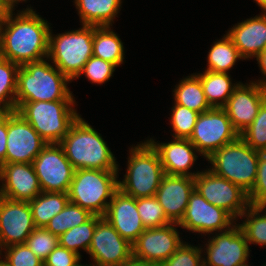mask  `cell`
Returning a JSON list of instances; mask_svg holds the SVG:
<instances>
[{
  "instance_id": "6da1fadb",
  "label": "cell",
  "mask_w": 266,
  "mask_h": 266,
  "mask_svg": "<svg viewBox=\"0 0 266 266\" xmlns=\"http://www.w3.org/2000/svg\"><path fill=\"white\" fill-rule=\"evenodd\" d=\"M16 11L0 24V56L19 66L48 58L51 23L29 4Z\"/></svg>"
},
{
  "instance_id": "7a4b0ae2",
  "label": "cell",
  "mask_w": 266,
  "mask_h": 266,
  "mask_svg": "<svg viewBox=\"0 0 266 266\" xmlns=\"http://www.w3.org/2000/svg\"><path fill=\"white\" fill-rule=\"evenodd\" d=\"M59 144L75 170L121 171L107 141L81 115Z\"/></svg>"
},
{
  "instance_id": "3957f363",
  "label": "cell",
  "mask_w": 266,
  "mask_h": 266,
  "mask_svg": "<svg viewBox=\"0 0 266 266\" xmlns=\"http://www.w3.org/2000/svg\"><path fill=\"white\" fill-rule=\"evenodd\" d=\"M70 83L48 58L19 66L16 110L25 102L76 100Z\"/></svg>"
},
{
  "instance_id": "277c9868",
  "label": "cell",
  "mask_w": 266,
  "mask_h": 266,
  "mask_svg": "<svg viewBox=\"0 0 266 266\" xmlns=\"http://www.w3.org/2000/svg\"><path fill=\"white\" fill-rule=\"evenodd\" d=\"M128 149L127 169L118 180L119 189L135 199L155 196L165 175L158 152L147 140Z\"/></svg>"
},
{
  "instance_id": "5b68a950",
  "label": "cell",
  "mask_w": 266,
  "mask_h": 266,
  "mask_svg": "<svg viewBox=\"0 0 266 266\" xmlns=\"http://www.w3.org/2000/svg\"><path fill=\"white\" fill-rule=\"evenodd\" d=\"M77 105L76 100L33 101L23 103L16 112L45 142L60 143L81 115Z\"/></svg>"
},
{
  "instance_id": "8992f818",
  "label": "cell",
  "mask_w": 266,
  "mask_h": 266,
  "mask_svg": "<svg viewBox=\"0 0 266 266\" xmlns=\"http://www.w3.org/2000/svg\"><path fill=\"white\" fill-rule=\"evenodd\" d=\"M95 26L81 25L80 28L54 34L49 33L48 59L71 82L81 73L85 63L93 56Z\"/></svg>"
},
{
  "instance_id": "52a82bcc",
  "label": "cell",
  "mask_w": 266,
  "mask_h": 266,
  "mask_svg": "<svg viewBox=\"0 0 266 266\" xmlns=\"http://www.w3.org/2000/svg\"><path fill=\"white\" fill-rule=\"evenodd\" d=\"M119 174V171L98 169L75 170L68 191L69 201L92 215L104 217L109 202L119 189Z\"/></svg>"
},
{
  "instance_id": "ba28073f",
  "label": "cell",
  "mask_w": 266,
  "mask_h": 266,
  "mask_svg": "<svg viewBox=\"0 0 266 266\" xmlns=\"http://www.w3.org/2000/svg\"><path fill=\"white\" fill-rule=\"evenodd\" d=\"M259 152L252 149L240 136L212 153L206 161L213 173L239 186L249 194L257 176Z\"/></svg>"
},
{
  "instance_id": "9c48e42d",
  "label": "cell",
  "mask_w": 266,
  "mask_h": 266,
  "mask_svg": "<svg viewBox=\"0 0 266 266\" xmlns=\"http://www.w3.org/2000/svg\"><path fill=\"white\" fill-rule=\"evenodd\" d=\"M201 244L203 266H246L251 247L236 223L230 229L206 236ZM206 240V241H205Z\"/></svg>"
},
{
  "instance_id": "30bf717a",
  "label": "cell",
  "mask_w": 266,
  "mask_h": 266,
  "mask_svg": "<svg viewBox=\"0 0 266 266\" xmlns=\"http://www.w3.org/2000/svg\"><path fill=\"white\" fill-rule=\"evenodd\" d=\"M238 137L239 133L233 128L225 109L214 107L199 114L189 140L205 160Z\"/></svg>"
},
{
  "instance_id": "8fae6325",
  "label": "cell",
  "mask_w": 266,
  "mask_h": 266,
  "mask_svg": "<svg viewBox=\"0 0 266 266\" xmlns=\"http://www.w3.org/2000/svg\"><path fill=\"white\" fill-rule=\"evenodd\" d=\"M194 181L195 189L206 201L227 211L236 221L250 206L244 190L208 168L200 170Z\"/></svg>"
},
{
  "instance_id": "7c38bea8",
  "label": "cell",
  "mask_w": 266,
  "mask_h": 266,
  "mask_svg": "<svg viewBox=\"0 0 266 266\" xmlns=\"http://www.w3.org/2000/svg\"><path fill=\"white\" fill-rule=\"evenodd\" d=\"M236 223L227 211L209 203L194 189L178 225L189 233L203 235L206 238L210 234L226 231Z\"/></svg>"
},
{
  "instance_id": "4fadbf2b",
  "label": "cell",
  "mask_w": 266,
  "mask_h": 266,
  "mask_svg": "<svg viewBox=\"0 0 266 266\" xmlns=\"http://www.w3.org/2000/svg\"><path fill=\"white\" fill-rule=\"evenodd\" d=\"M32 165L42 192L68 193L75 168L59 143L47 144Z\"/></svg>"
},
{
  "instance_id": "5bb4252c",
  "label": "cell",
  "mask_w": 266,
  "mask_h": 266,
  "mask_svg": "<svg viewBox=\"0 0 266 266\" xmlns=\"http://www.w3.org/2000/svg\"><path fill=\"white\" fill-rule=\"evenodd\" d=\"M93 266H121L132 257V244L124 239L105 219L97 216V224L87 252Z\"/></svg>"
},
{
  "instance_id": "9a60e30c",
  "label": "cell",
  "mask_w": 266,
  "mask_h": 266,
  "mask_svg": "<svg viewBox=\"0 0 266 266\" xmlns=\"http://www.w3.org/2000/svg\"><path fill=\"white\" fill-rule=\"evenodd\" d=\"M178 228L180 227L177 223L146 228L132 244V257L141 261L162 264L185 241Z\"/></svg>"
},
{
  "instance_id": "2e32d148",
  "label": "cell",
  "mask_w": 266,
  "mask_h": 266,
  "mask_svg": "<svg viewBox=\"0 0 266 266\" xmlns=\"http://www.w3.org/2000/svg\"><path fill=\"white\" fill-rule=\"evenodd\" d=\"M47 144L18 112H7L5 164L32 163Z\"/></svg>"
},
{
  "instance_id": "e0dca14e",
  "label": "cell",
  "mask_w": 266,
  "mask_h": 266,
  "mask_svg": "<svg viewBox=\"0 0 266 266\" xmlns=\"http://www.w3.org/2000/svg\"><path fill=\"white\" fill-rule=\"evenodd\" d=\"M35 228L29 202L0 196V250L26 243Z\"/></svg>"
},
{
  "instance_id": "ac0fdd59",
  "label": "cell",
  "mask_w": 266,
  "mask_h": 266,
  "mask_svg": "<svg viewBox=\"0 0 266 266\" xmlns=\"http://www.w3.org/2000/svg\"><path fill=\"white\" fill-rule=\"evenodd\" d=\"M146 140L158 152L165 174L194 178L200 172L193 168L201 154L189 139L172 138L169 142H160L149 136Z\"/></svg>"
},
{
  "instance_id": "d6986e66",
  "label": "cell",
  "mask_w": 266,
  "mask_h": 266,
  "mask_svg": "<svg viewBox=\"0 0 266 266\" xmlns=\"http://www.w3.org/2000/svg\"><path fill=\"white\" fill-rule=\"evenodd\" d=\"M265 101L266 87L253 81L240 82L223 108L233 128L240 134L253 122Z\"/></svg>"
},
{
  "instance_id": "ffe728a7",
  "label": "cell",
  "mask_w": 266,
  "mask_h": 266,
  "mask_svg": "<svg viewBox=\"0 0 266 266\" xmlns=\"http://www.w3.org/2000/svg\"><path fill=\"white\" fill-rule=\"evenodd\" d=\"M41 192L32 163H8L0 167V196L29 202Z\"/></svg>"
},
{
  "instance_id": "44dd1931",
  "label": "cell",
  "mask_w": 266,
  "mask_h": 266,
  "mask_svg": "<svg viewBox=\"0 0 266 266\" xmlns=\"http://www.w3.org/2000/svg\"><path fill=\"white\" fill-rule=\"evenodd\" d=\"M104 217L130 244L146 230L137 210L136 199L120 189L114 193Z\"/></svg>"
},
{
  "instance_id": "7402d4cb",
  "label": "cell",
  "mask_w": 266,
  "mask_h": 266,
  "mask_svg": "<svg viewBox=\"0 0 266 266\" xmlns=\"http://www.w3.org/2000/svg\"><path fill=\"white\" fill-rule=\"evenodd\" d=\"M194 189L195 181L192 177L167 174L163 176L155 198L171 223L178 224L181 221Z\"/></svg>"
},
{
  "instance_id": "603a6c76",
  "label": "cell",
  "mask_w": 266,
  "mask_h": 266,
  "mask_svg": "<svg viewBox=\"0 0 266 266\" xmlns=\"http://www.w3.org/2000/svg\"><path fill=\"white\" fill-rule=\"evenodd\" d=\"M226 34L246 61L266 50V11L231 26Z\"/></svg>"
},
{
  "instance_id": "cb8c5ba5",
  "label": "cell",
  "mask_w": 266,
  "mask_h": 266,
  "mask_svg": "<svg viewBox=\"0 0 266 266\" xmlns=\"http://www.w3.org/2000/svg\"><path fill=\"white\" fill-rule=\"evenodd\" d=\"M124 0H73L80 25L112 26Z\"/></svg>"
},
{
  "instance_id": "d4e9b609",
  "label": "cell",
  "mask_w": 266,
  "mask_h": 266,
  "mask_svg": "<svg viewBox=\"0 0 266 266\" xmlns=\"http://www.w3.org/2000/svg\"><path fill=\"white\" fill-rule=\"evenodd\" d=\"M194 74L200 79L207 102L212 108H223L233 94L234 89L241 82L233 81L234 79L229 73L204 70Z\"/></svg>"
},
{
  "instance_id": "484cf974",
  "label": "cell",
  "mask_w": 266,
  "mask_h": 266,
  "mask_svg": "<svg viewBox=\"0 0 266 266\" xmlns=\"http://www.w3.org/2000/svg\"><path fill=\"white\" fill-rule=\"evenodd\" d=\"M112 26H95L93 35V56L105 61L122 66L125 59V46L118 33L114 32Z\"/></svg>"
},
{
  "instance_id": "4316f807",
  "label": "cell",
  "mask_w": 266,
  "mask_h": 266,
  "mask_svg": "<svg viewBox=\"0 0 266 266\" xmlns=\"http://www.w3.org/2000/svg\"><path fill=\"white\" fill-rule=\"evenodd\" d=\"M173 103L197 111L206 112L212 107L207 102L200 79L193 73L177 82L172 91Z\"/></svg>"
},
{
  "instance_id": "83f0119b",
  "label": "cell",
  "mask_w": 266,
  "mask_h": 266,
  "mask_svg": "<svg viewBox=\"0 0 266 266\" xmlns=\"http://www.w3.org/2000/svg\"><path fill=\"white\" fill-rule=\"evenodd\" d=\"M238 60H244L238 49L234 46L232 39L224 34L211 45L207 54V64L204 70L212 72L229 73Z\"/></svg>"
},
{
  "instance_id": "f1b7e54d",
  "label": "cell",
  "mask_w": 266,
  "mask_h": 266,
  "mask_svg": "<svg viewBox=\"0 0 266 266\" xmlns=\"http://www.w3.org/2000/svg\"><path fill=\"white\" fill-rule=\"evenodd\" d=\"M69 202L68 193L41 192L29 201L35 227H44Z\"/></svg>"
},
{
  "instance_id": "f546056e",
  "label": "cell",
  "mask_w": 266,
  "mask_h": 266,
  "mask_svg": "<svg viewBox=\"0 0 266 266\" xmlns=\"http://www.w3.org/2000/svg\"><path fill=\"white\" fill-rule=\"evenodd\" d=\"M240 219V220H239ZM243 219V220H242ZM241 221V222H240ZM237 224L249 246L266 247V207L250 205L238 218Z\"/></svg>"
},
{
  "instance_id": "4dcf8cb0",
  "label": "cell",
  "mask_w": 266,
  "mask_h": 266,
  "mask_svg": "<svg viewBox=\"0 0 266 266\" xmlns=\"http://www.w3.org/2000/svg\"><path fill=\"white\" fill-rule=\"evenodd\" d=\"M19 65L0 56V112L16 111Z\"/></svg>"
},
{
  "instance_id": "1f68e13d",
  "label": "cell",
  "mask_w": 266,
  "mask_h": 266,
  "mask_svg": "<svg viewBox=\"0 0 266 266\" xmlns=\"http://www.w3.org/2000/svg\"><path fill=\"white\" fill-rule=\"evenodd\" d=\"M96 224L97 215H93L85 223L73 227L61 234L59 236V245L77 253L82 257L80 251L83 250L87 254Z\"/></svg>"
},
{
  "instance_id": "d6a6232c",
  "label": "cell",
  "mask_w": 266,
  "mask_h": 266,
  "mask_svg": "<svg viewBox=\"0 0 266 266\" xmlns=\"http://www.w3.org/2000/svg\"><path fill=\"white\" fill-rule=\"evenodd\" d=\"M92 216L89 211L69 201L65 208L55 215L45 228L52 234L60 236L69 229L85 223Z\"/></svg>"
},
{
  "instance_id": "836d02e7",
  "label": "cell",
  "mask_w": 266,
  "mask_h": 266,
  "mask_svg": "<svg viewBox=\"0 0 266 266\" xmlns=\"http://www.w3.org/2000/svg\"><path fill=\"white\" fill-rule=\"evenodd\" d=\"M172 104L170 117L168 118L173 132L171 137L189 139L200 113L182 105Z\"/></svg>"
},
{
  "instance_id": "e575fe53",
  "label": "cell",
  "mask_w": 266,
  "mask_h": 266,
  "mask_svg": "<svg viewBox=\"0 0 266 266\" xmlns=\"http://www.w3.org/2000/svg\"><path fill=\"white\" fill-rule=\"evenodd\" d=\"M136 206L145 228L162 227L171 223L155 196L136 198Z\"/></svg>"
},
{
  "instance_id": "d590c367",
  "label": "cell",
  "mask_w": 266,
  "mask_h": 266,
  "mask_svg": "<svg viewBox=\"0 0 266 266\" xmlns=\"http://www.w3.org/2000/svg\"><path fill=\"white\" fill-rule=\"evenodd\" d=\"M239 136L255 151L266 152V101L253 122Z\"/></svg>"
},
{
  "instance_id": "8d00e7d4",
  "label": "cell",
  "mask_w": 266,
  "mask_h": 266,
  "mask_svg": "<svg viewBox=\"0 0 266 266\" xmlns=\"http://www.w3.org/2000/svg\"><path fill=\"white\" fill-rule=\"evenodd\" d=\"M117 68L118 67L111 62L105 61L96 56H91L75 81L81 76H84L91 84H106V82L114 76L113 73Z\"/></svg>"
},
{
  "instance_id": "74e56055",
  "label": "cell",
  "mask_w": 266,
  "mask_h": 266,
  "mask_svg": "<svg viewBox=\"0 0 266 266\" xmlns=\"http://www.w3.org/2000/svg\"><path fill=\"white\" fill-rule=\"evenodd\" d=\"M0 260L7 266H43L26 243L12 245L0 250Z\"/></svg>"
},
{
  "instance_id": "f35d334b",
  "label": "cell",
  "mask_w": 266,
  "mask_h": 266,
  "mask_svg": "<svg viewBox=\"0 0 266 266\" xmlns=\"http://www.w3.org/2000/svg\"><path fill=\"white\" fill-rule=\"evenodd\" d=\"M26 244L44 262L50 252L59 245V236L44 227H36L27 237Z\"/></svg>"
},
{
  "instance_id": "ab89813d",
  "label": "cell",
  "mask_w": 266,
  "mask_h": 266,
  "mask_svg": "<svg viewBox=\"0 0 266 266\" xmlns=\"http://www.w3.org/2000/svg\"><path fill=\"white\" fill-rule=\"evenodd\" d=\"M183 244L161 266H203V254L200 244Z\"/></svg>"
},
{
  "instance_id": "60d3db41",
  "label": "cell",
  "mask_w": 266,
  "mask_h": 266,
  "mask_svg": "<svg viewBox=\"0 0 266 266\" xmlns=\"http://www.w3.org/2000/svg\"><path fill=\"white\" fill-rule=\"evenodd\" d=\"M248 200L252 206L266 205V152H259L257 176Z\"/></svg>"
},
{
  "instance_id": "b9f144b4",
  "label": "cell",
  "mask_w": 266,
  "mask_h": 266,
  "mask_svg": "<svg viewBox=\"0 0 266 266\" xmlns=\"http://www.w3.org/2000/svg\"><path fill=\"white\" fill-rule=\"evenodd\" d=\"M81 260L77 253L58 245L44 260L43 266H77Z\"/></svg>"
},
{
  "instance_id": "7bdbcfd3",
  "label": "cell",
  "mask_w": 266,
  "mask_h": 266,
  "mask_svg": "<svg viewBox=\"0 0 266 266\" xmlns=\"http://www.w3.org/2000/svg\"><path fill=\"white\" fill-rule=\"evenodd\" d=\"M7 145V112H0V167L5 164Z\"/></svg>"
},
{
  "instance_id": "ee69618b",
  "label": "cell",
  "mask_w": 266,
  "mask_h": 266,
  "mask_svg": "<svg viewBox=\"0 0 266 266\" xmlns=\"http://www.w3.org/2000/svg\"><path fill=\"white\" fill-rule=\"evenodd\" d=\"M255 58L257 61L256 64H258L260 73L263 78L261 77V78H258L257 80L255 78L254 80H251V81L256 82L260 86L266 87V50L260 53L259 55H257Z\"/></svg>"
},
{
  "instance_id": "f6af8a7d",
  "label": "cell",
  "mask_w": 266,
  "mask_h": 266,
  "mask_svg": "<svg viewBox=\"0 0 266 266\" xmlns=\"http://www.w3.org/2000/svg\"><path fill=\"white\" fill-rule=\"evenodd\" d=\"M121 266H161V264L148 262V261H141L131 257L128 261L123 263Z\"/></svg>"
},
{
  "instance_id": "bcb514c9",
  "label": "cell",
  "mask_w": 266,
  "mask_h": 266,
  "mask_svg": "<svg viewBox=\"0 0 266 266\" xmlns=\"http://www.w3.org/2000/svg\"><path fill=\"white\" fill-rule=\"evenodd\" d=\"M30 2V0H4V4L8 10H17L19 3ZM18 4V5H17Z\"/></svg>"
},
{
  "instance_id": "7dc6e473",
  "label": "cell",
  "mask_w": 266,
  "mask_h": 266,
  "mask_svg": "<svg viewBox=\"0 0 266 266\" xmlns=\"http://www.w3.org/2000/svg\"><path fill=\"white\" fill-rule=\"evenodd\" d=\"M7 12H8V9L6 8L4 4V0H0V24L5 19Z\"/></svg>"
},
{
  "instance_id": "c3c4849f",
  "label": "cell",
  "mask_w": 266,
  "mask_h": 266,
  "mask_svg": "<svg viewBox=\"0 0 266 266\" xmlns=\"http://www.w3.org/2000/svg\"><path fill=\"white\" fill-rule=\"evenodd\" d=\"M253 2L261 8V11H266V0H253Z\"/></svg>"
},
{
  "instance_id": "681fc988",
  "label": "cell",
  "mask_w": 266,
  "mask_h": 266,
  "mask_svg": "<svg viewBox=\"0 0 266 266\" xmlns=\"http://www.w3.org/2000/svg\"><path fill=\"white\" fill-rule=\"evenodd\" d=\"M88 263H89V264H87V263H86V264H84V263H83V264L80 263V264L77 265V266H93V265L91 264V262L88 261Z\"/></svg>"
},
{
  "instance_id": "f907efd6",
  "label": "cell",
  "mask_w": 266,
  "mask_h": 266,
  "mask_svg": "<svg viewBox=\"0 0 266 266\" xmlns=\"http://www.w3.org/2000/svg\"><path fill=\"white\" fill-rule=\"evenodd\" d=\"M0 266H7V265L4 264V263L0 260Z\"/></svg>"
}]
</instances>
